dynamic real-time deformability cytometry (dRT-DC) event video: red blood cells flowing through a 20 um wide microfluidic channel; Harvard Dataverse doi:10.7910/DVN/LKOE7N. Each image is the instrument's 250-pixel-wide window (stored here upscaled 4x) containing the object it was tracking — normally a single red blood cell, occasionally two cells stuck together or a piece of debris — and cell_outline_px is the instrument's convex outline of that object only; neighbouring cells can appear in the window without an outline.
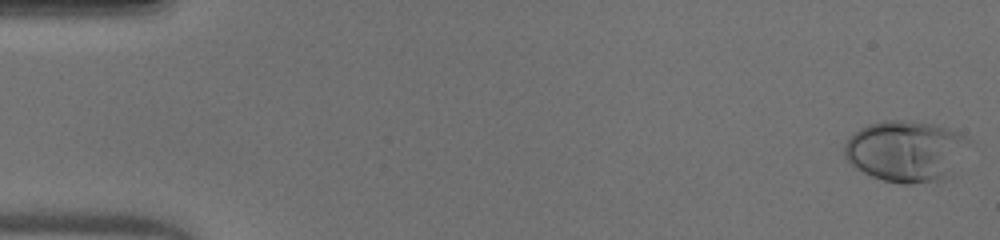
{"species": "human", "species_latin": "Homo sapiens", "temperature_condition": "warm", "stored_images_in_passage": 50, "camera_frame_rate_fps": 3000, "um_per_image_px": 0.085, "donor": {"sex": "male"}, "frame": {"image": 1, "passage_image": 1, "time_ms": 0.0, "image_size_px": [1000, 240], "cell_outline_px": [[972, 140], [944, 180], [912, 184], [900, 184], [884, 180], [872, 176], [856, 168], [844, 156], [844, 144], [848, 136], [860, 128], [868, 124], [884, 120], [912, 120], [936, 124], [948, 128]], "centroid_in_image_um": [76.95, 12.82], "position_along_channel_um": 8.0, "area_um2": 44.33}}
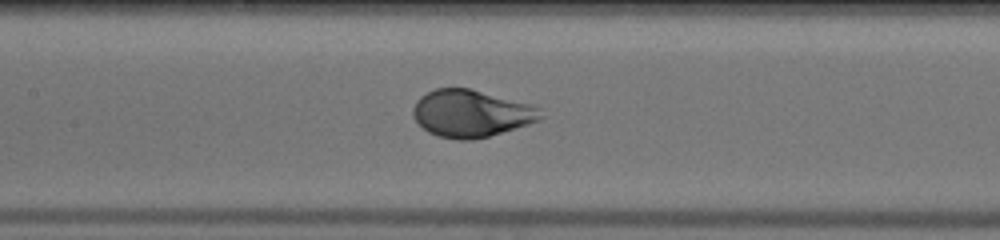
{"frame": {"image": 2, "passage_image": 24, "time_ms": 7.667, "image_size_px": [1000, 240], "cell_outline_px": [[544, 116], [540, 120], [528, 124], [488, 136], [472, 140], [456, 140], [440, 136], [428, 132], [412, 116], [412, 108], [416, 100], [420, 96], [436, 88], [468, 88], [532, 104], [540, 108]], "centroid_in_image_um": [40.04, 9.64], "position_along_channel_um": 167.4, "area_um2": 35.03}}
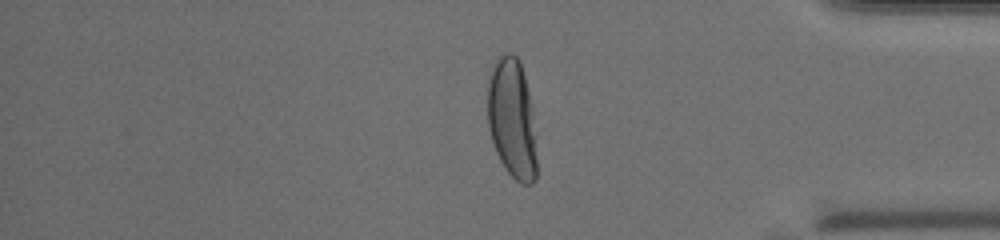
{"frame": {"image": 3, "passage_image": 42, "time_ms": 13.667, "image_size_px": [1000, 240], "cell_outline_px": [[536, 180], [532, 184], [520, 184], [504, 168], [496, 152], [488, 128], [488, 80], [492, 64], [504, 52], [512, 52], [520, 60], [532, 108], [536, 136]], "centroid_in_image_um": [43.53, 10.09], "position_along_channel_um": 391.7, "area_um2": 34.74}, "authors_computed_cell_mechanics": {"area_um2": 36.4429, "velocity_mm_per_s": 4.1024, "shape_relaxation_time_tau1_ms": 2.829, "shape_relaxation_time_tau2_ms": null, "deformation_change_tau1": 0.1887, "deformation_change_tau2": null}}